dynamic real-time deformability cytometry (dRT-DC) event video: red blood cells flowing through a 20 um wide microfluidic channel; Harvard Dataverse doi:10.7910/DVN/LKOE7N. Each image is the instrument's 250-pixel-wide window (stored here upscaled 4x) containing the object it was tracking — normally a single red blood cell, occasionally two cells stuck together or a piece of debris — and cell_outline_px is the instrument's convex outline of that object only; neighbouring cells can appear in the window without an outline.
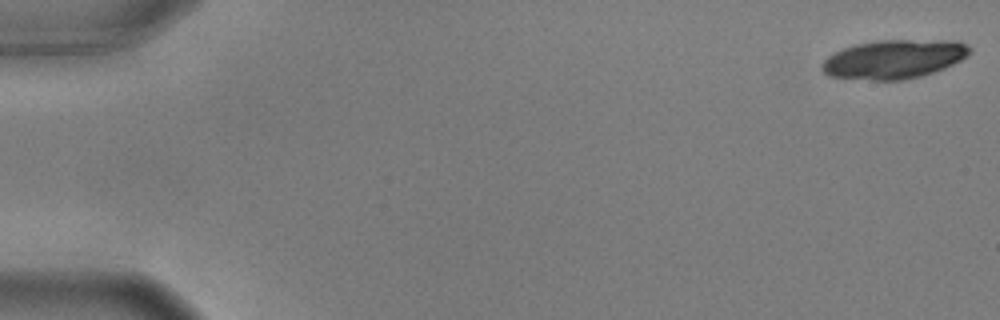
{"species": "common noctule bat (a hibernating species)", "species_latin": "Nyctalus noctula", "temperature_condition": "warm", "stored_images_in_passage": 20, "camera_frame_rate_fps": 3000, "um_per_image_px": 0.085, "animal": {"sex": "male", "body_mass_g": 17.9, "forearm_length_mm": 54.2}, "frame": {"image": 1, "passage_image": 1, "time_ms": 0.0, "image_size_px": [1000, 320], "cell_outline_px": [[972, 48], [968, 56], [944, 68], [920, 76], [900, 80], [876, 80], [828, 76], [820, 68], [820, 64], [828, 56], [844, 48], [856, 44], [880, 40], [956, 40]], "centroid_in_image_um": [75.98, 5.02], "position_along_channel_um": 9.0, "area_um2": 33.29}}